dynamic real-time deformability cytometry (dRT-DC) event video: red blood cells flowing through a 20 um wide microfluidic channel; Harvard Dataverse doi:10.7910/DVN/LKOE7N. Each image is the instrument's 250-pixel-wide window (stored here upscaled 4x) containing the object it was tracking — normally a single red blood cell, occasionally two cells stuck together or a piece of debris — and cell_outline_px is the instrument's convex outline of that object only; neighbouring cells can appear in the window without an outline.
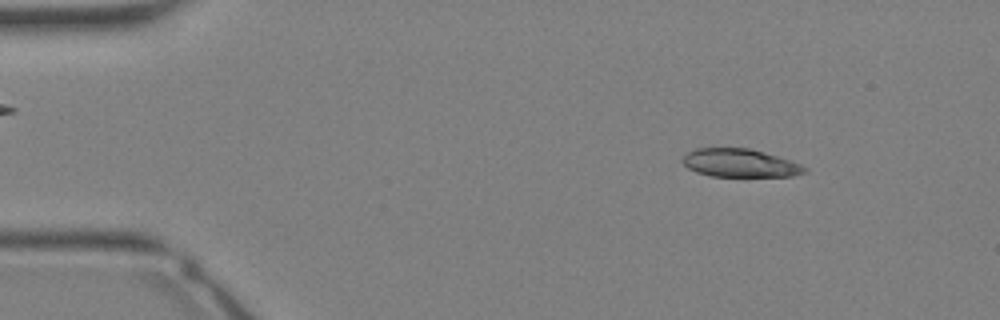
{"species": "Egyptian fruit bat (a non-hibernating species)", "species_latin": "Rousettus aegyptiacus", "temperature_condition": "warm", "stored_images_in_passage": 33, "camera_frame_rate_fps": 3000, "um_per_image_px": 0.085, "animal": {"sex": "female"}, "frame": {"image": 1, "passage_image": 4, "time_ms": 1.0, "image_size_px": [1000, 320], "cell_outline_px": [[808, 172], [792, 176], [712, 176], [696, 172], [688, 168], [680, 160], [688, 152], [696, 148], [748, 148], [764, 152], [800, 164], [808, 168]], "centroid_in_image_um": [62.88, 13.86], "position_along_channel_um": 22.1, "area_um2": 19.94}}
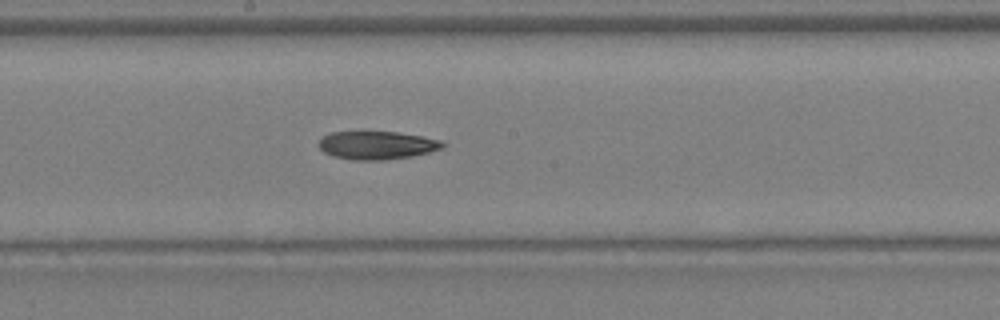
{"frame": {"image": 2, "passage_image": 18, "time_ms": 5.667, "image_size_px": [1000, 320], "cell_outline_px": [[444, 144], [440, 148], [428, 152], [412, 156], [384, 160], [352, 160], [332, 156], [324, 152], [316, 144], [316, 140], [332, 132], [400, 132], [424, 136], [440, 140]], "centroid_in_image_um": [31.98, 12.34], "position_along_channel_um": 216.2, "area_um2": 20.4}}
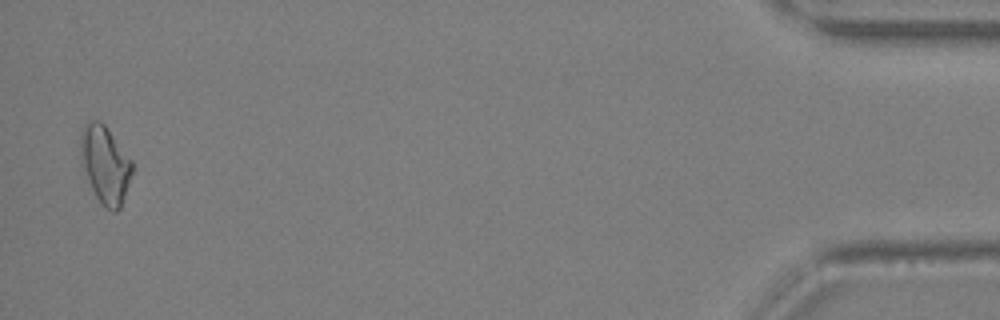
{"frame": {"image": 3, "passage_image": 33, "time_ms": 10.667, "image_size_px": [1000, 320], "cell_outline_px": [[132, 172], [120, 208], [116, 212], [112, 212], [104, 208], [100, 204], [80, 164], [80, 132], [84, 124], [92, 120], [100, 120], [104, 124], [132, 160]], "centroid_in_image_um": [8.9, 13.98], "position_along_channel_um": 426.3, "area_um2": 23.41}}